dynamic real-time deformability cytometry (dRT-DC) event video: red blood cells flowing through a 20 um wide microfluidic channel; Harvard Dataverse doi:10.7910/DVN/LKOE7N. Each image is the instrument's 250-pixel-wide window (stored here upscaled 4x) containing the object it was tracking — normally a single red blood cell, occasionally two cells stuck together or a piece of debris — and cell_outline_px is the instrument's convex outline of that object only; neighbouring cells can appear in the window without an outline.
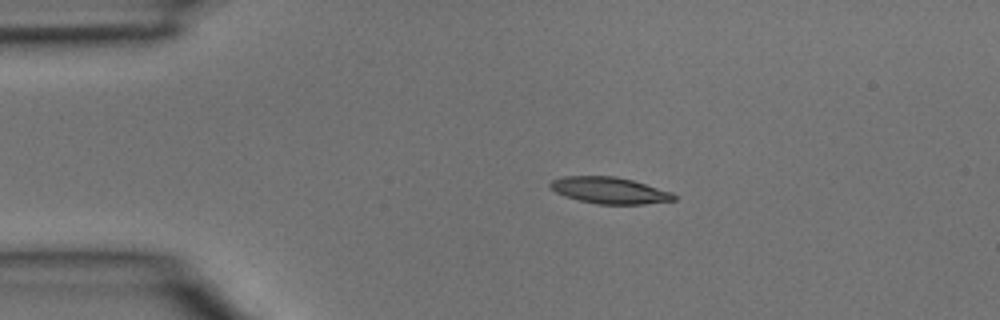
{"species": "common noctule bat (a hibernating species)", "species_latin": "Nyctalus noctula", "temperature_condition": "room temperature", "stored_images_in_passage": 2, "camera_frame_rate_fps": 3000, "um_per_image_px": 0.085, "animal": {"sex": "male", "body_mass_g": 15.6}, "frame": {"image": 1, "passage_image": 1, "time_ms": 0.0, "image_size_px": [1000, 320], "cell_outline_px": [[676, 200], [644, 204], [596, 204], [564, 196], [556, 192], [548, 184], [552, 180], [564, 176], [616, 176], [632, 180], [672, 192], [676, 196]], "centroid_in_image_um": [51.81, 16.18], "position_along_channel_um": 33.2, "area_um2": 19.02}}